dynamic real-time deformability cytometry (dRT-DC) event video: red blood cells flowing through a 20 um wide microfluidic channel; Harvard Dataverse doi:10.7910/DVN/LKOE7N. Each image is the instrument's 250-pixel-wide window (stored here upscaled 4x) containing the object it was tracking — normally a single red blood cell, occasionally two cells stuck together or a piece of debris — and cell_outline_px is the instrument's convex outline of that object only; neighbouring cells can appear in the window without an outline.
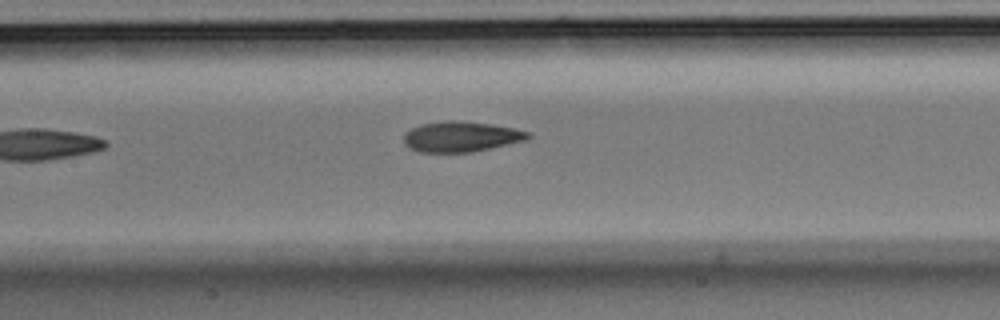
{"species": "Egyptian fruit bat (a non-hibernating species)", "species_latin": "Rousettus aegyptiacus", "temperature_condition": "room temperature", "stored_images_in_passage": 7, "camera_frame_rate_fps": 3000, "um_per_image_px": 0.085, "animal": {"sex": "male"}, "frame": {"image": 1, "passage_image": 7, "time_ms": 2.0, "image_size_px": [1000, 320], "cell_outline_px": [[532, 136], [524, 140], [472, 152], [420, 152], [408, 148], [404, 144], [404, 132], [420, 124], [448, 120], [460, 120], [492, 124], [512, 128], [528, 132]], "centroid_in_image_um": [39.13, 11.61], "position_along_channel_um": 168.3, "area_um2": 21.96}}